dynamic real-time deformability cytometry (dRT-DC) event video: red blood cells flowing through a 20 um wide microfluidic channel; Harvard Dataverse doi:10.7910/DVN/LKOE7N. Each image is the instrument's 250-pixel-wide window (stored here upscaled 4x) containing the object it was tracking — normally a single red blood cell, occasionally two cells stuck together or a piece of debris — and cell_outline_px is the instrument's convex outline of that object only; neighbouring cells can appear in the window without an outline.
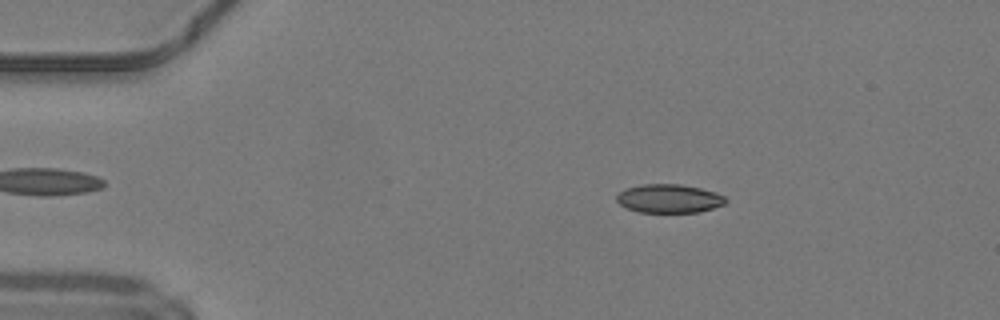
{"species": "common noctule bat (a hibernating species)", "species_latin": "Nyctalus noctula", "temperature_condition": "warm", "stored_images_in_passage": 38, "camera_frame_rate_fps": 3000, "um_per_image_px": 0.085, "animal": {"sex": "male", "body_mass_g": 19.2, "forearm_length_mm": 51.8}, "frame": {"image": 1, "passage_image": 5, "time_ms": 1.333, "image_size_px": [1000, 320], "cell_outline_px": [[728, 200], [724, 204], [700, 212], [636, 212], [620, 204], [616, 200], [616, 196], [624, 188], [644, 184], [680, 184], [700, 188], [716, 192], [724, 196]], "centroid_in_image_um": [56.87, 16.87], "position_along_channel_um": 28.1, "area_um2": 18.21}}
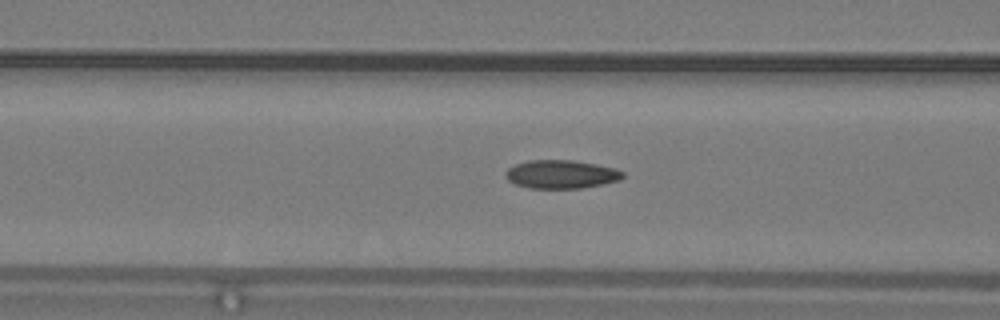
{"frame": {"image": 2, "passage_image": 16, "time_ms": 5.0, "image_size_px": [1000, 320], "cell_outline_px": [[624, 176], [620, 180], [604, 184], [580, 188], [528, 188], [516, 184], [508, 180], [504, 176], [504, 172], [508, 168], [516, 164], [528, 160], [572, 160], [596, 164], [616, 168], [624, 172]], "centroid_in_image_um": [47.7, 14.81], "position_along_channel_um": 118.9, "area_um2": 19.54}}
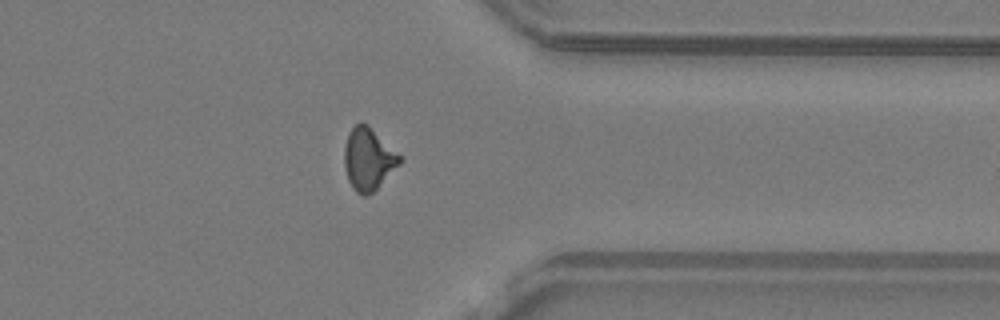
{"frame": {"image": 3, "passage_image": 35, "time_ms": 11.333, "image_size_px": [1000, 320], "cell_outline_px": [[400, 164], [368, 196], [364, 196], [356, 192], [352, 188], [348, 180], [344, 168], [344, 148], [348, 132], [356, 124], [368, 124], [400, 156]], "centroid_in_image_um": [31.27, 13.53], "position_along_channel_um": 380.1, "area_um2": 19.77}, "authors_computed_cell_mechanics": {"area_um2": 19.3052, "velocity_mm_per_s": 4.2365, "shape_relaxation_time_tau1_ms": null, "shape_relaxation_time_tau2_ms": 2.1401, "deformation_change_tau1": null, "deformation_change_tau2": 0.0765}}